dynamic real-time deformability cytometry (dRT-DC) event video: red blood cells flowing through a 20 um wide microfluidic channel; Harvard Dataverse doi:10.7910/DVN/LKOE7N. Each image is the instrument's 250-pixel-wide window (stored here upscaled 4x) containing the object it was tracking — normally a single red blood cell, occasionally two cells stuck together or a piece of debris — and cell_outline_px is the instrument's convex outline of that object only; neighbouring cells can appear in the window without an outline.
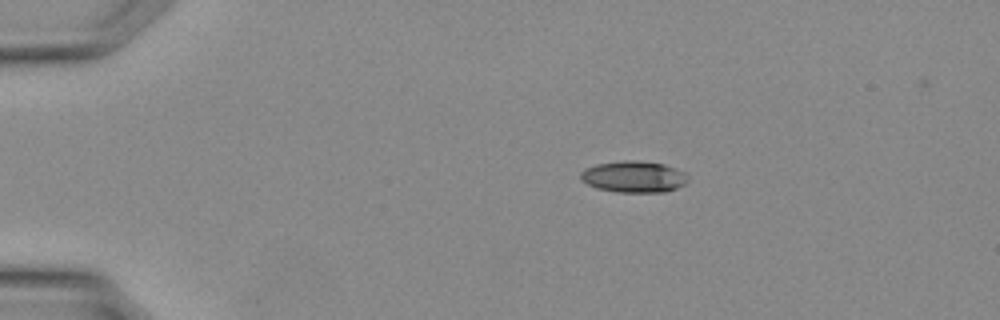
{"species": "Egyptian fruit bat (a non-hibernating species)", "species_latin": "Rousettus aegyptiacus", "temperature_condition": "warm", "stored_images_in_passage": 30, "camera_frame_rate_fps": 3000, "um_per_image_px": 0.085, "animal": {"sex": "female"}, "frame": {"image": 1, "passage_image": 1, "time_ms": 0.0, "image_size_px": [1000, 320], "cell_outline_px": [[688, 180], [684, 184], [676, 188], [664, 192], [616, 192], [596, 188], [580, 180], [580, 172], [584, 168], [596, 164], [624, 160], [640, 160], [664, 164], [684, 172], [688, 176]], "centroid_in_image_um": [53.84, 15.01], "position_along_channel_um": 31.2, "area_um2": 19.83}}
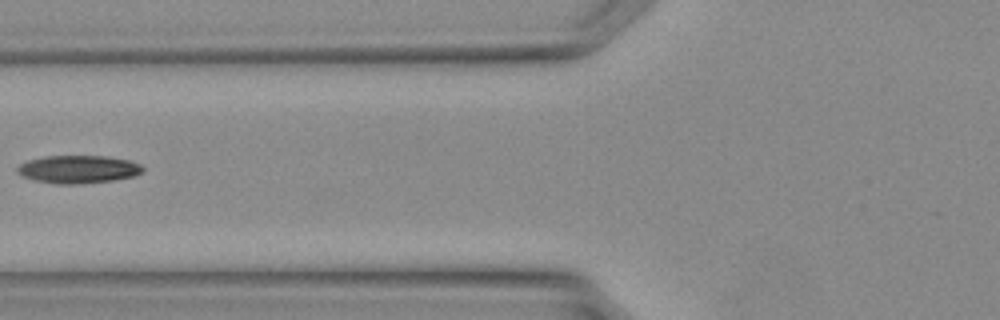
{"frame": {"image": 2, "passage_image": 9, "time_ms": 2.667, "image_size_px": [1000, 320], "cell_outline_px": [[144, 168], [136, 176], [112, 180], [76, 184], [56, 184], [36, 180], [20, 176], [16, 172], [16, 168], [20, 164], [28, 160], [44, 156], [104, 156], [128, 160], [140, 164]], "centroid_in_image_um": [6.61, 14.39], "position_along_channel_um": 119.2, "area_um2": 20.35}}
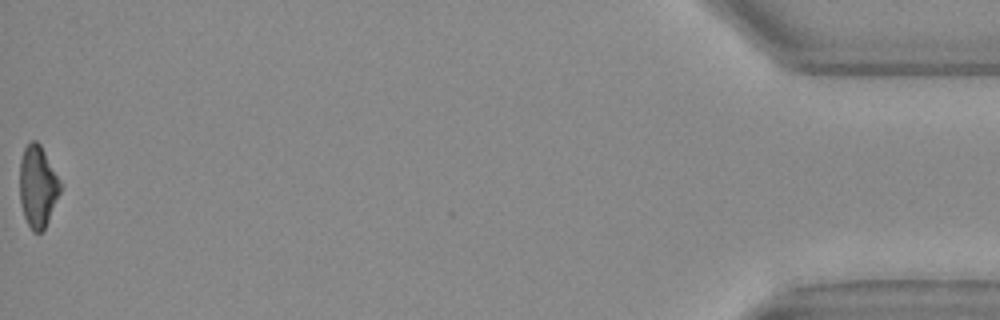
{"frame": {"image": 3, "passage_image": 30, "time_ms": 9.667, "image_size_px": [1000, 320], "cell_outline_px": [[60, 192], [48, 220], [44, 228], [40, 232], [32, 232], [24, 216], [20, 200], [20, 160], [24, 148], [32, 140], [36, 140], [40, 144], [60, 180]], "centroid_in_image_um": [3.19, 15.84], "position_along_channel_um": 432.0, "area_um2": 19.02}}